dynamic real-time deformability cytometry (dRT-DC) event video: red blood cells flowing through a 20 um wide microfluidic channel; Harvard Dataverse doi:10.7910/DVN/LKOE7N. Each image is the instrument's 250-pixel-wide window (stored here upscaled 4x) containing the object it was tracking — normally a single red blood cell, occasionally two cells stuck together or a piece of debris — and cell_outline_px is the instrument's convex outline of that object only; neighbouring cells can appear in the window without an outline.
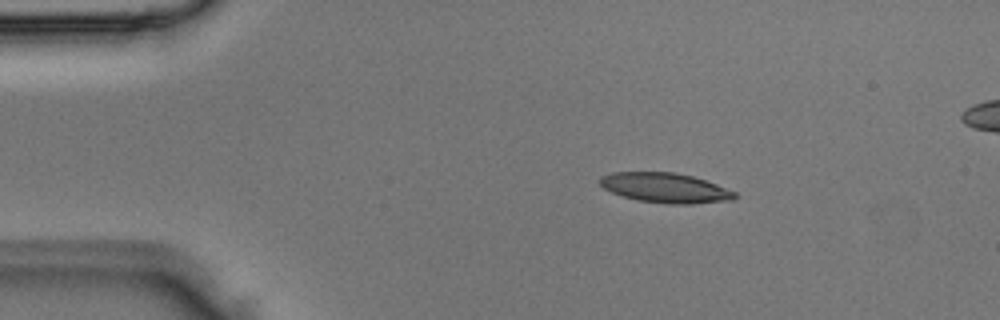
{"species": "Egyptian fruit bat (a non-hibernating species)", "species_latin": "Rousettus aegyptiacus", "temperature_condition": "room temperature", "stored_images_in_passage": 3, "segment_of_instrument_passage": [1, 2], "camera_frame_rate_fps": 3000, "um_per_image_px": 0.085, "animal": {"sex": "male"}, "frame": {"image": 1, "passage_image": 1, "time_ms": 0.0, "image_size_px": [1000, 320], "cell_outline_px": [[736, 196], [732, 200], [692, 204], [672, 204], [636, 200], [612, 192], [604, 188], [600, 184], [600, 176], [612, 172], [676, 172], [692, 176], [716, 184], [736, 192]], "centroid_in_image_um": [56.54, 15.96], "position_along_channel_um": 28.5, "area_um2": 23.35}}